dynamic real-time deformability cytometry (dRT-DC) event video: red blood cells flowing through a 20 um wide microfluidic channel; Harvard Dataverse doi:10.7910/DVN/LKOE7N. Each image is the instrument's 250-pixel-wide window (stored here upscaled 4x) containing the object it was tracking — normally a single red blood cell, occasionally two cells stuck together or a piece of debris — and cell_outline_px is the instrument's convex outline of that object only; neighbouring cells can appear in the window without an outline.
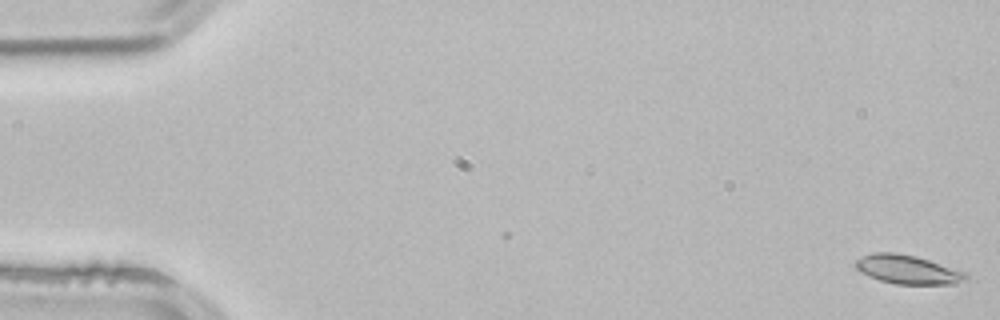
{"species": "common noctule bat (a hibernating species)", "species_latin": "Nyctalus noctula", "temperature_condition": "room temperature", "stored_images_in_passage": 5, "camera_frame_rate_fps": 3000, "um_per_image_px": 0.085, "animal": {"sex": "male", "body_mass_g": 21.5, "forearm_length_mm": 52.0}, "frame": {"image": 1, "passage_image": 1, "time_ms": 0.0, "image_size_px": [1000, 320], "cell_outline_px": [[968, 280], [956, 284], [896, 284], [880, 280], [868, 276], [860, 272], [856, 268], [856, 260], [872, 252], [892, 252], [916, 256], [968, 272]], "centroid_in_image_um": [77.2, 22.92], "position_along_channel_um": 7.8, "area_um2": 18.67}}